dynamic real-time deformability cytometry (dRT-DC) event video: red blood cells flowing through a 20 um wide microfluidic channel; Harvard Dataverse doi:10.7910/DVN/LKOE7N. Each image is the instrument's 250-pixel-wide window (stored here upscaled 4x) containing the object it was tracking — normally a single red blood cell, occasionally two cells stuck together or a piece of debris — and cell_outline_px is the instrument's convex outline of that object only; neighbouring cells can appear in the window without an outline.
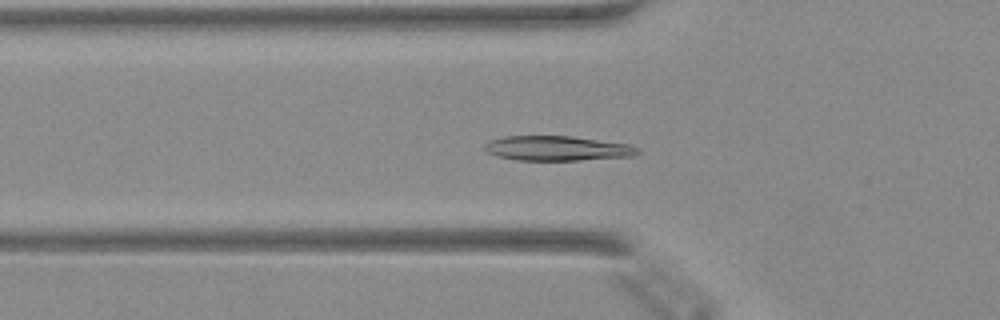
{"species": "Egyptian fruit bat (a non-hibernating species)", "species_latin": "Rousettus aegyptiacus", "temperature_condition": "warm", "stored_images_in_passage": 41, "segment_of_instrument_passage": [1, 2], "camera_frame_rate_fps": 3000, "um_per_image_px": 0.085, "animal": {"sex": "female"}, "frame": {"image": 1, "passage_image": 8, "time_ms": 2.333, "image_size_px": [1000, 320], "cell_outline_px": [[640, 152], [636, 156], [580, 160], [516, 160], [496, 156], [488, 152], [484, 148], [484, 144], [488, 140], [504, 136], [572, 136], [628, 144], [640, 148]], "centroid_in_image_um": [47.37, 12.61], "position_along_channel_um": 78.4, "area_um2": 22.25}}
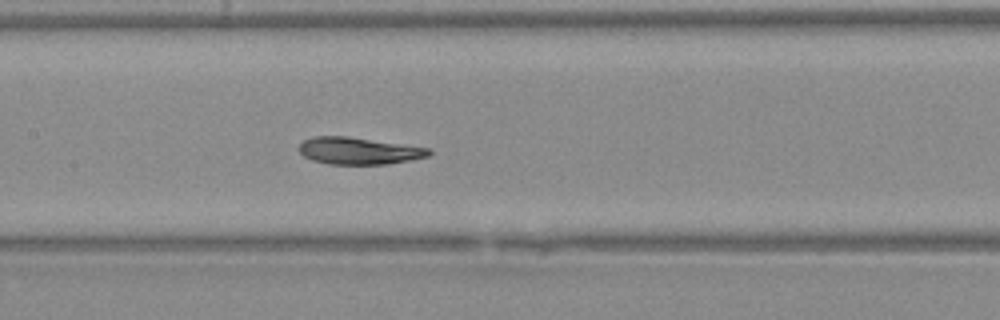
{"frame": {"image": 2, "passage_image": 15, "time_ms": 4.667, "image_size_px": [1000, 320], "cell_outline_px": [[432, 152], [428, 156], [412, 160], [388, 164], [328, 164], [312, 160], [304, 156], [300, 152], [300, 144], [304, 140], [312, 136], [348, 136], [428, 148]], "centroid_in_image_um": [30.48, 12.82], "position_along_channel_um": 176.9, "area_um2": 20.35}}
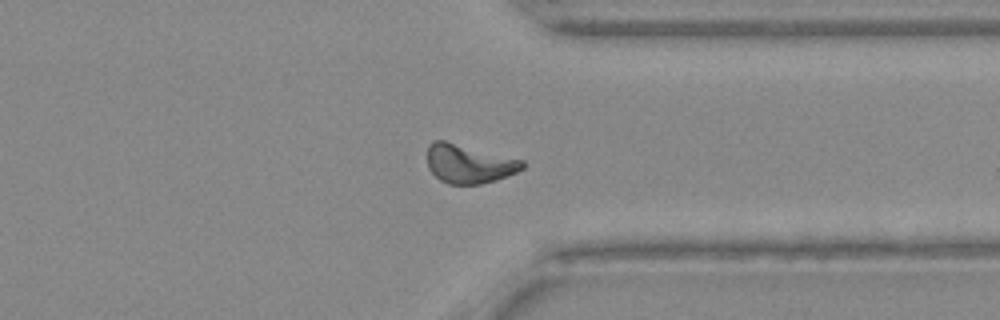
{"frame": {"image": 3, "passage_image": 29, "time_ms": 9.333, "image_size_px": [1000, 320], "cell_outline_px": [[524, 168], [516, 172], [496, 180], [480, 184], [448, 184], [440, 180], [428, 168], [428, 144], [432, 140], [444, 140], [524, 160]], "centroid_in_image_um": [39.85, 13.91], "position_along_channel_um": 371.6, "area_um2": 21.5}}